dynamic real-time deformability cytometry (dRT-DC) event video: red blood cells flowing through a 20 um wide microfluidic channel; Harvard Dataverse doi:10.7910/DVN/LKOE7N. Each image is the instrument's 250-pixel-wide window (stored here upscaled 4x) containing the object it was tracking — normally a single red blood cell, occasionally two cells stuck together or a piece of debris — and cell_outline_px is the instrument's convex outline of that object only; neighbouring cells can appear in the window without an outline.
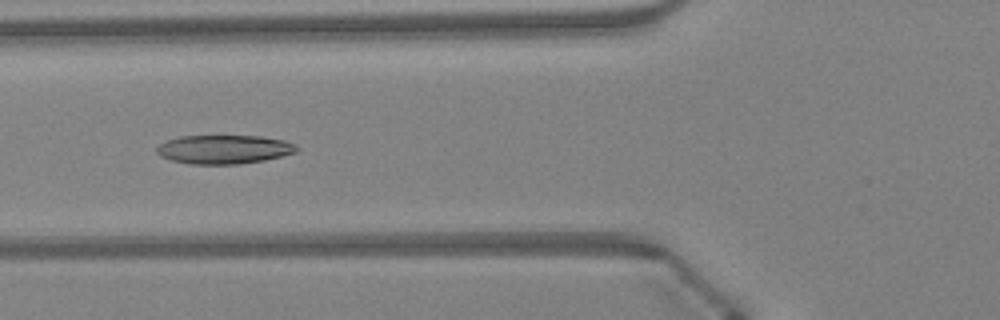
{"species": "Egyptian fruit bat (a non-hibernating species)", "species_latin": "Rousettus aegyptiacus", "temperature_condition": "warm", "stored_images_in_passage": 30, "camera_frame_rate_fps": 3000, "um_per_image_px": 0.085, "animal": {"sex": "female"}, "frame": {"image": 1, "passage_image": 8, "time_ms": 2.333, "image_size_px": [1000, 320], "cell_outline_px": [[300, 148], [296, 152], [264, 160], [240, 164], [188, 164], [172, 160], [160, 156], [156, 152], [156, 148], [160, 144], [168, 140], [180, 136], [260, 136], [284, 140], [296, 144]], "centroid_in_image_um": [19.05, 12.7], "position_along_channel_um": 106.8, "area_um2": 23.52}}
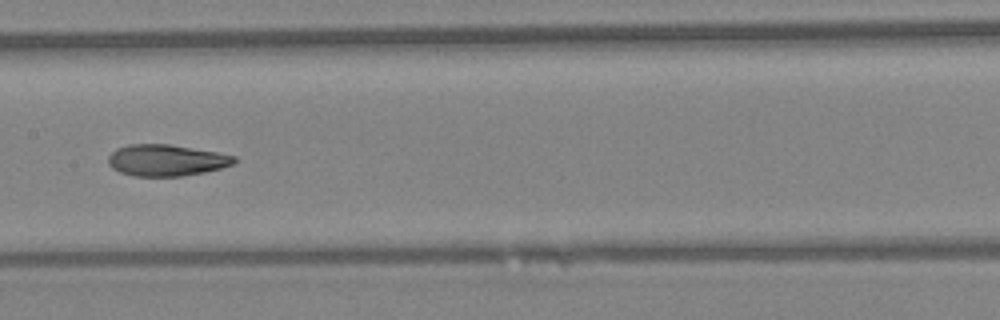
{"frame": {"image": 2, "passage_image": 14, "time_ms": 4.333, "image_size_px": [1000, 320], "cell_outline_px": [[236, 160], [232, 164], [220, 168], [204, 172], [180, 176], [136, 176], [120, 172], [112, 168], [108, 164], [108, 156], [116, 148], [132, 144], [168, 144], [216, 152], [236, 156]], "centroid_in_image_um": [14.1, 13.62], "position_along_channel_um": 193.3, "area_um2": 22.89}}
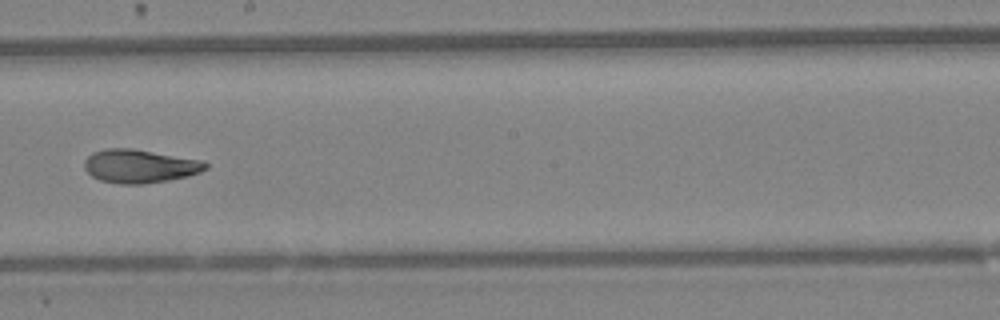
{"frame": {"image": 3, "passage_image": 17, "time_ms": 5.333, "image_size_px": [1000, 320], "cell_outline_px": [[208, 168], [200, 172], [188, 176], [168, 180], [140, 184], [120, 184], [100, 180], [92, 176], [84, 168], [84, 160], [92, 152], [104, 148], [132, 148], [200, 160], [208, 164]], "centroid_in_image_um": [11.84, 14.12], "position_along_channel_um": 236.4, "area_um2": 23.58}, "authors_computed_cell_mechanics": {"area_um2": 23.5246, "velocity_mm_per_s": 4.3521, "shape_relaxation_time_tau1_ms": 2.9646, "shape_relaxation_time_tau2_ms": null, "deformation_change_tau1": 0.107, "deformation_change_tau2": null}}